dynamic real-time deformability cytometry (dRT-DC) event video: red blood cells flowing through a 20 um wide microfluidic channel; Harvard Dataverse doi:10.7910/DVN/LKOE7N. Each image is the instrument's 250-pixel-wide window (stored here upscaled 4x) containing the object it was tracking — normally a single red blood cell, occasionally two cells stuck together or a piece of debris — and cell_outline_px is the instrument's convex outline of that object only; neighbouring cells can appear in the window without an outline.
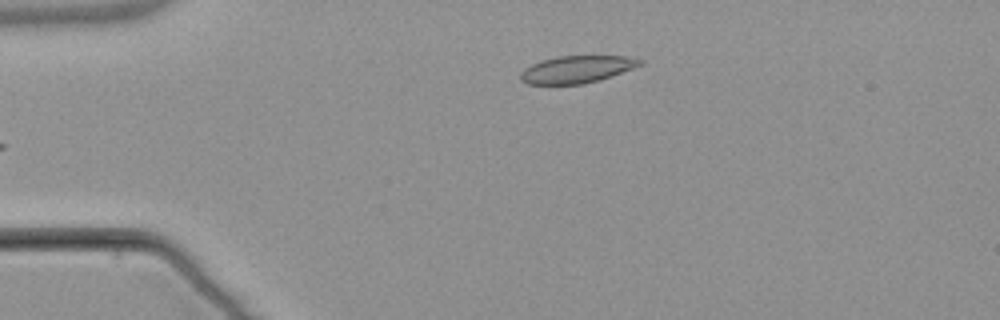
{"species": "common noctule bat (a hibernating species)", "species_latin": "Nyctalus noctula", "temperature_condition": "warm", "stored_images_in_passage": 4, "camera_frame_rate_fps": 3000, "um_per_image_px": 0.085, "animal": {"sex": "male", "body_mass_g": 21.5, "forearm_length_mm": 52.0}, "frame": {"image": 1, "passage_image": 4, "time_ms": 4.333, "image_size_px": [1000, 320], "cell_outline_px": [[644, 64], [584, 84], [528, 84], [520, 80], [520, 72], [524, 68], [532, 64], [556, 56], [628, 56], [644, 60]], "centroid_in_image_um": [49.0, 5.88], "position_along_channel_um": 36.0, "area_um2": 18.73}}